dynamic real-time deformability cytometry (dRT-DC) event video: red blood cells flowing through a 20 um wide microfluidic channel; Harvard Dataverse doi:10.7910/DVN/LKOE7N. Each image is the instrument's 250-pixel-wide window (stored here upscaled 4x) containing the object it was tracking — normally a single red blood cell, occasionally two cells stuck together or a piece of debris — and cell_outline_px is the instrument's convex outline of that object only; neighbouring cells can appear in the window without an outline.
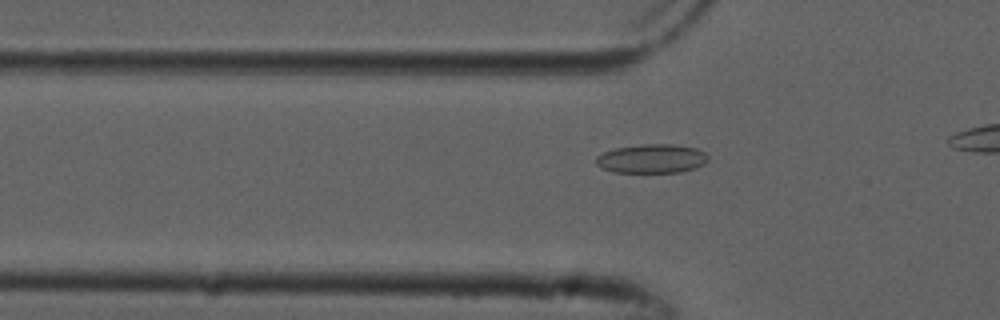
{"species": "common noctule bat (a hibernating species)", "species_latin": "Nyctalus noctula", "temperature_condition": "cold", "stored_images_in_passage": 15, "camera_frame_rate_fps": 3000, "um_per_image_px": 0.085, "animal": {"sex": "male", "forearm_length_mm": 52.5}, "frame": {"image": 1, "passage_image": 9, "time_ms": 2.667, "image_size_px": [1000, 320], "cell_outline_px": [[708, 160], [704, 164], [696, 168], [680, 172], [612, 172], [600, 168], [596, 164], [596, 156], [604, 152], [616, 148], [640, 144], [672, 144], [696, 148], [704, 152], [708, 156]], "centroid_in_image_um": [55.39, 13.49], "position_along_channel_um": 70.4, "area_um2": 19.02}}
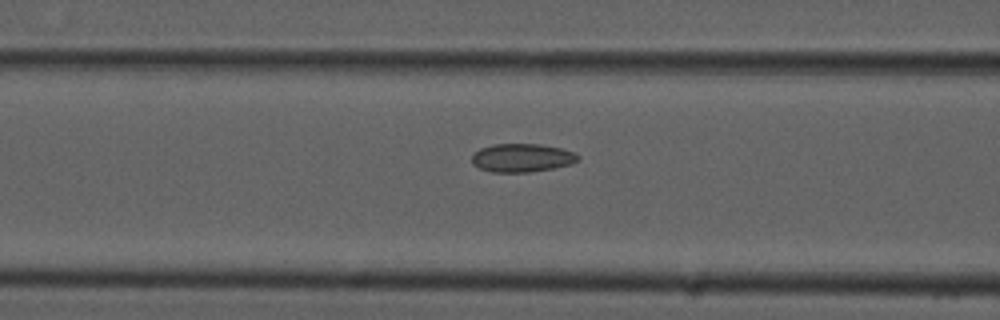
{"frame": {"image": 2, "passage_image": 13, "time_ms": 4.0, "image_size_px": [1000, 320], "cell_outline_px": [[580, 160], [572, 164], [552, 168], [528, 172], [492, 172], [480, 168], [472, 164], [472, 152], [480, 148], [492, 144], [540, 144], [560, 148], [572, 152], [580, 156]], "centroid_in_image_um": [44.34, 13.41], "position_along_channel_um": 122.3, "area_um2": 17.63}}